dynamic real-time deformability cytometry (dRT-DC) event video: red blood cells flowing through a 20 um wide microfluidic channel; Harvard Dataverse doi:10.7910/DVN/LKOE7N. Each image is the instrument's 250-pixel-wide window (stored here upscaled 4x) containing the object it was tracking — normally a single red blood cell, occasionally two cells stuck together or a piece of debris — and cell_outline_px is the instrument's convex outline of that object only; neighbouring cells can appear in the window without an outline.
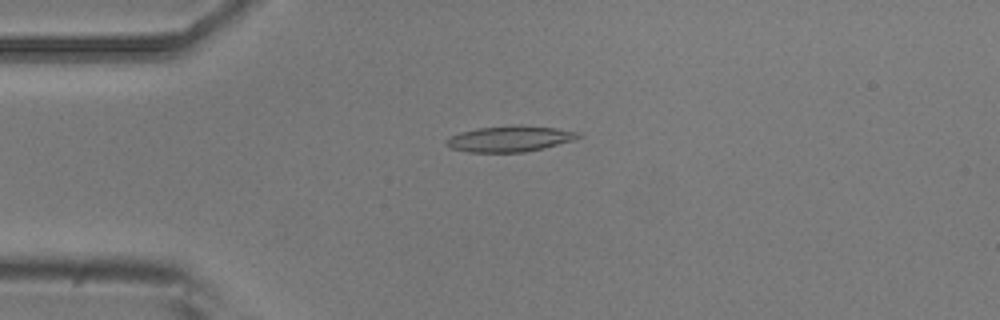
{"species": "common noctule bat (a hibernating species)", "species_latin": "Nyctalus noctula", "temperature_condition": "room temperature", "stored_images_in_passage": 54, "camera_frame_rate_fps": 3000, "um_per_image_px": 0.085, "animal": {"sex": "male", "body_mass_g": 20.5, "forearm_length_mm": 52.5}, "frame": {"image": 1, "passage_image": 13, "time_ms": 4.0, "image_size_px": [1000, 320], "cell_outline_px": [[584, 136], [576, 140], [544, 148], [524, 152], [468, 152], [452, 148], [444, 144], [444, 140], [448, 136], [460, 132], [476, 128], [516, 124], [520, 124], [556, 128], [580, 132]], "centroid_in_image_um": [43.36, 11.78], "position_along_channel_um": 41.6, "area_um2": 20.4}}
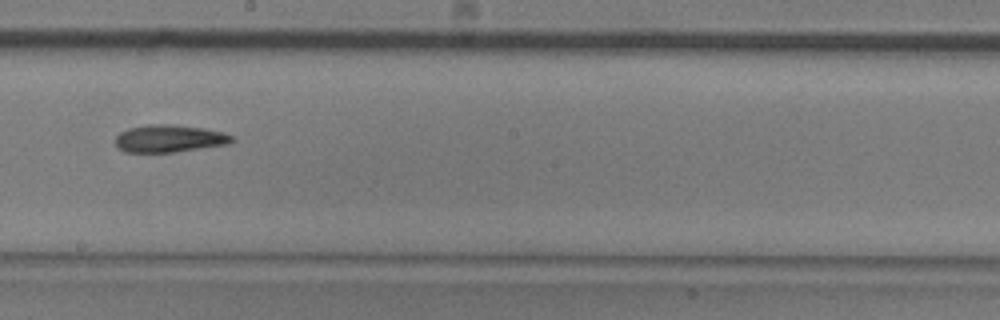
{"frame": {"image": 2, "passage_image": 30, "time_ms": 9.667, "image_size_px": [1000, 320], "cell_outline_px": [[236, 140], [228, 144], [176, 152], [124, 152], [116, 144], [116, 136], [120, 132], [128, 128], [144, 124], [168, 124], [204, 128], [224, 132], [236, 136]], "centroid_in_image_um": [14.44, 11.77], "position_along_channel_um": 233.8, "area_um2": 18.84}}
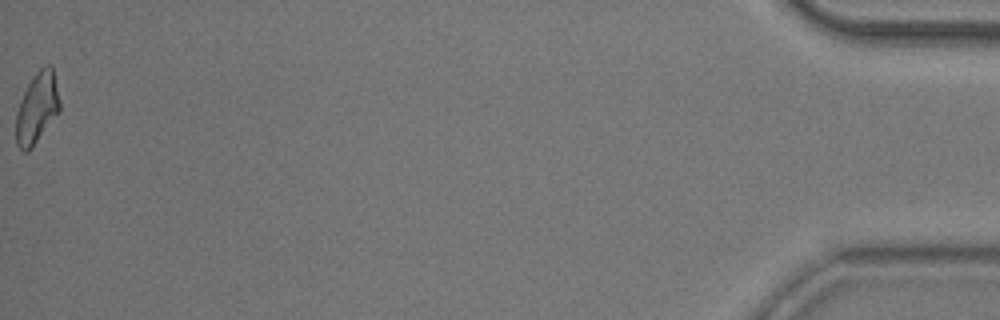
{"frame": {"image": 3, "passage_image": 54, "time_ms": 17.667, "image_size_px": [1000, 320], "cell_outline_px": [[60, 112], [32, 148], [24, 152], [16, 144], [16, 112], [20, 100], [28, 84], [36, 72], [44, 64], [52, 64], [60, 100]], "centroid_in_image_um": [3.16, 9.17], "position_along_channel_um": 432.0, "area_um2": 18.26}}